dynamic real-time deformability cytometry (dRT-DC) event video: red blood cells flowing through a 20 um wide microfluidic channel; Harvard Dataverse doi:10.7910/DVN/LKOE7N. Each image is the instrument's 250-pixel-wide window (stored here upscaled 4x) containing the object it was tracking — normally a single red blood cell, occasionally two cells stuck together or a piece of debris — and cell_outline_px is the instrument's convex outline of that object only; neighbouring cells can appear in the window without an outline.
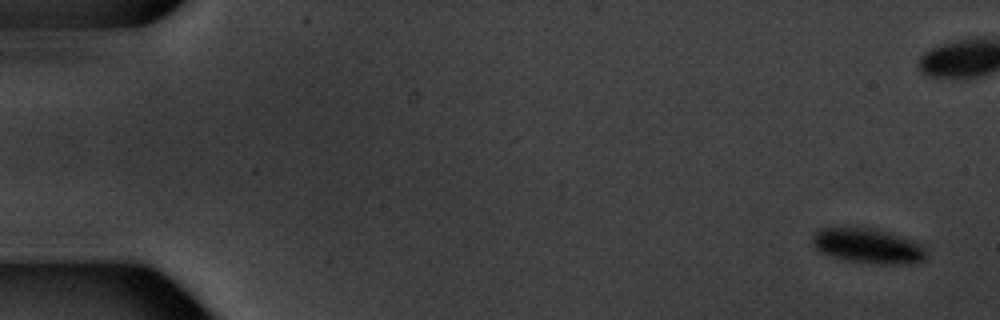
{"species": "common noctule bat (a hibernating species)", "species_latin": "Nyctalus noctula", "temperature_condition": "warm", "stored_images_in_passage": 6, "camera_frame_rate_fps": 3000, "um_per_image_px": 0.085, "animal": {"sex": "male", "body_mass_g": 20.1, "forearm_length_mm": 53.5}, "frame": {"image": 1, "passage_image": 1, "time_ms": 0.0, "image_size_px": [1000, 320], "cell_outline_px": [[924, 260], [904, 264], [892, 264], [848, 260], [832, 256], [820, 252], [816, 248], [812, 240], [816, 232], [820, 228], [848, 224], [852, 224], [892, 232], [920, 244], [924, 248]], "centroid_in_image_um": [73.71, 20.83], "position_along_channel_um": 11.3, "area_um2": 23.35}}